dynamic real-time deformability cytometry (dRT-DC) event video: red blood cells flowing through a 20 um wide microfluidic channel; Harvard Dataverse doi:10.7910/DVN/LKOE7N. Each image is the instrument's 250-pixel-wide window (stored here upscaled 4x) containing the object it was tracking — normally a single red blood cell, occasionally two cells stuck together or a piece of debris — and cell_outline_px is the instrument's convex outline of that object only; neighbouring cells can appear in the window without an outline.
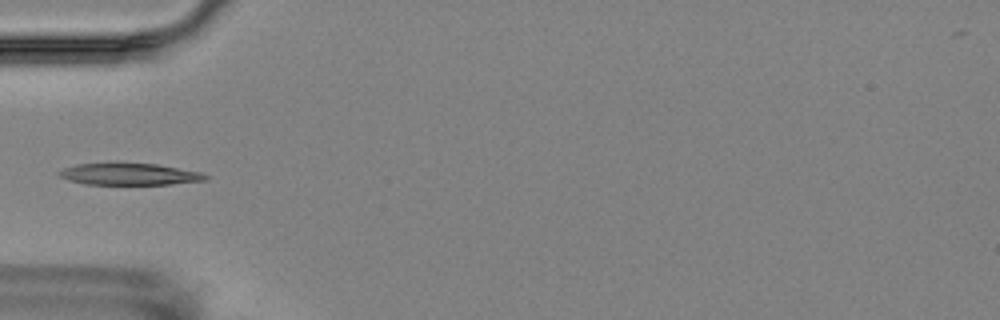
{"species": "Egyptian fruit bat (a non-hibernating species)", "species_latin": "Rousettus aegyptiacus", "temperature_condition": "room temperature", "stored_images_in_passage": 4, "camera_frame_rate_fps": 3000, "um_per_image_px": 0.085, "animal": {"sex": "female"}, "frame": {"image": 1, "passage_image": 3, "time_ms": 2.333, "image_size_px": [1000, 320], "cell_outline_px": [[208, 180], [168, 184], [84, 184], [68, 180], [60, 176], [56, 172], [64, 168], [76, 164], [116, 160], [156, 164], [200, 172], [208, 176]], "centroid_in_image_um": [10.91, 14.76], "position_along_channel_um": 74.1, "area_um2": 19.31}}